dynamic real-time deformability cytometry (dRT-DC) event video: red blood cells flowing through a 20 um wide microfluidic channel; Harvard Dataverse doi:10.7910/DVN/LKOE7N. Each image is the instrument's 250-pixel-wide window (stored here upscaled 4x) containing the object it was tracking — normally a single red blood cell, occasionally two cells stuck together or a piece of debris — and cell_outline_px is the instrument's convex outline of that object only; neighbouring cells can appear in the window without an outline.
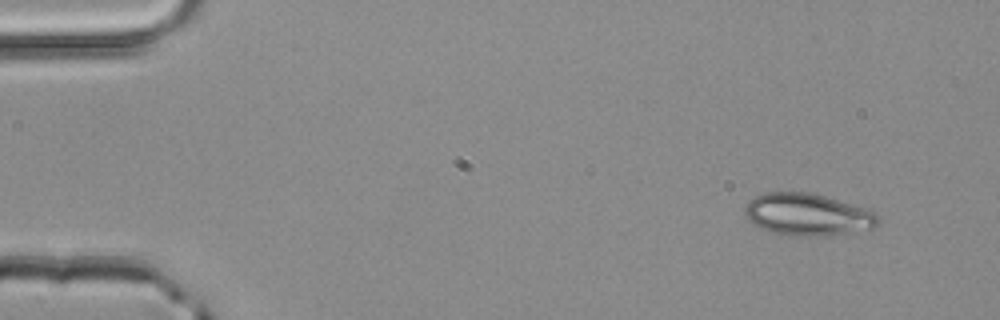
{"species": "common noctule bat (a hibernating species)", "species_latin": "Nyctalus noctula", "temperature_condition": "room temperature", "stored_images_in_passage": 3, "camera_frame_rate_fps": 3000, "um_per_image_px": 0.085, "animal": {"sex": "male", "body_mass_g": 20.4}, "frame": {"image": 1, "passage_image": 1, "time_ms": 0.0, "image_size_px": [1000, 320], "cell_outline_px": [[880, 224], [876, 228], [824, 236], [796, 236], [772, 232], [760, 228], [748, 220], [744, 212], [744, 208], [748, 200], [764, 192], [808, 192], [824, 196], [876, 212], [880, 220]], "centroid_in_image_um": [68.63, 18.24], "position_along_channel_um": 16.4, "area_um2": 32.71}}